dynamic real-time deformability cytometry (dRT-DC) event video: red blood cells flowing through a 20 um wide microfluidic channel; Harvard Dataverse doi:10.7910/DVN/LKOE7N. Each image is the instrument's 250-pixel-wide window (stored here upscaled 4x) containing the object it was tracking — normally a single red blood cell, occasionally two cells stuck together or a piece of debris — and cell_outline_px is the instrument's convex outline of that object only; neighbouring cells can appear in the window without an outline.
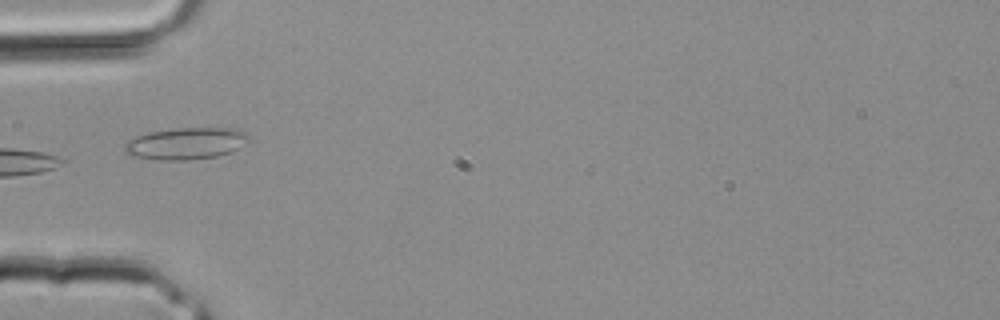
{"species": "common noctule bat (a hibernating species)", "species_latin": "Nyctalus noctula", "temperature_condition": "room temperature", "stored_images_in_passage": 2, "camera_frame_rate_fps": 3000, "um_per_image_px": 0.085, "animal": {"sex": "male", "body_mass_g": 20.4}, "frame": {"image": 1, "passage_image": 2, "time_ms": 0.333, "image_size_px": [1000, 320], "cell_outline_px": [[252, 140], [232, 152], [216, 156], [188, 160], [160, 160], [132, 156], [124, 152], [124, 144], [128, 140], [136, 136], [148, 132], [176, 128], [236, 128], [248, 132]], "centroid_in_image_um": [15.85, 12.19], "position_along_channel_um": 69.1, "area_um2": 23.41}}